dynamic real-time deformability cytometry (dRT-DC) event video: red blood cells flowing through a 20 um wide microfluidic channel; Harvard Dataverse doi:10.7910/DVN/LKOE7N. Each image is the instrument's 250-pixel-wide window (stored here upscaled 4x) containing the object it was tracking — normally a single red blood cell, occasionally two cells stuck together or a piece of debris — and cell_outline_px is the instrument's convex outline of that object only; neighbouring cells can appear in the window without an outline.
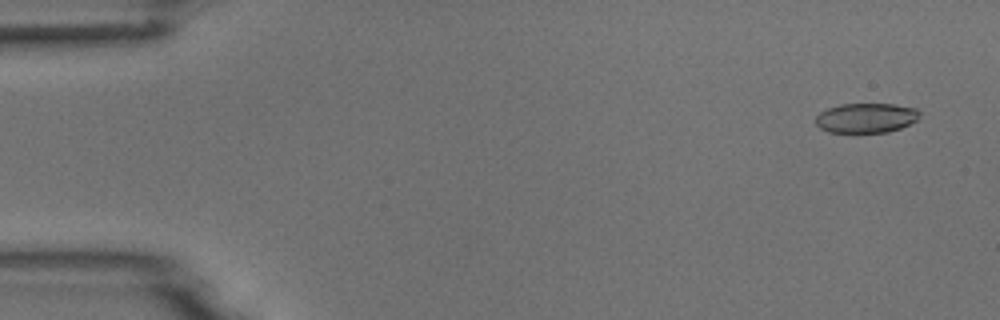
{"species": "common noctule bat (a hibernating species)", "species_latin": "Nyctalus noctula", "temperature_condition": "room temperature", "stored_images_in_passage": 54, "camera_frame_rate_fps": 3000, "um_per_image_px": 0.085, "animal": {"sex": "male", "body_mass_g": 18.8}, "frame": {"image": 1, "passage_image": 3, "time_ms": 0.667, "image_size_px": [1000, 320], "cell_outline_px": [[920, 112], [916, 120], [900, 128], [888, 132], [828, 132], [820, 128], [816, 124], [816, 116], [820, 112], [828, 108], [840, 104], [896, 104], [916, 108]], "centroid_in_image_um": [73.61, 10.02], "position_along_channel_um": 11.4, "area_um2": 17.92}}
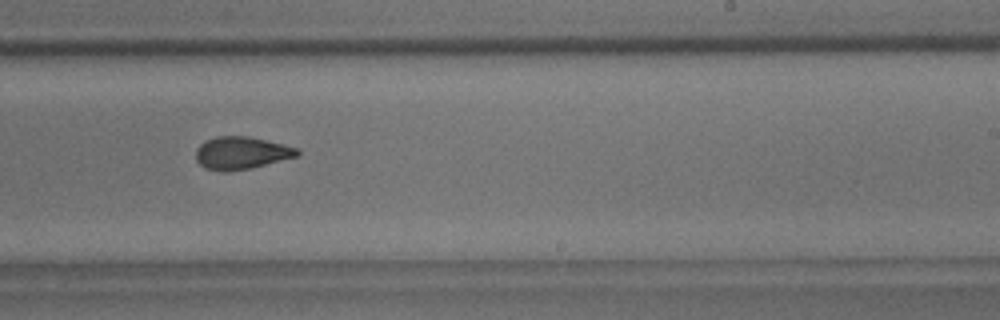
{"frame": {"image": 2, "passage_image": 33, "time_ms": 10.667, "image_size_px": [1000, 320], "cell_outline_px": [[300, 156], [252, 168], [228, 172], [224, 172], [204, 168], [196, 160], [196, 148], [200, 144], [216, 136], [248, 136], [296, 148], [300, 152]], "centroid_in_image_um": [20.5, 13.02], "position_along_channel_um": 268.5, "area_um2": 19.25}}
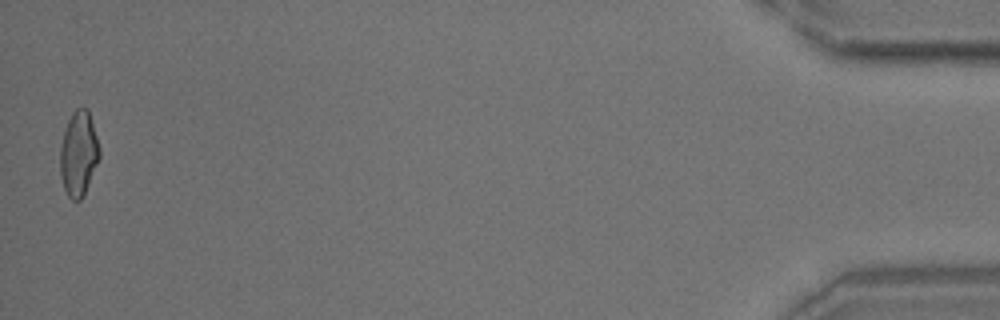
{"frame": {"image": 3, "passage_image": 53, "time_ms": 17.333, "image_size_px": [1000, 320], "cell_outline_px": [[100, 156], [88, 184], [80, 200], [72, 200], [68, 196], [64, 188], [60, 176], [60, 148], [64, 132], [68, 120], [72, 112], [76, 108], [88, 108], [100, 148]], "centroid_in_image_um": [6.67, 13.03], "position_along_channel_um": 428.5, "area_um2": 19.25}}